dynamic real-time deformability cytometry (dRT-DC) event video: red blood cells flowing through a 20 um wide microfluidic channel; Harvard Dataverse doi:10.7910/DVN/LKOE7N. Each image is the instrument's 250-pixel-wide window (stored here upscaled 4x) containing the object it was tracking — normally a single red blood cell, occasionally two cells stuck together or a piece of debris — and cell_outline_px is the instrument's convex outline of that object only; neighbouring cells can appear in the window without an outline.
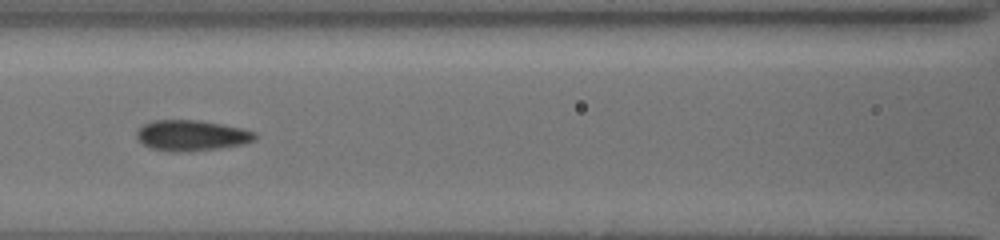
{"species": "common noctule bat (a hibernating species)", "species_latin": "Nyctalus noctula", "temperature_condition": "cold", "stored_images_in_passage": 21, "camera_frame_rate_fps": 3000, "um_per_image_px": 0.085, "animal": {"sex": "female", "body_mass_g": 19.5, "forearm_length_mm": 54.1}, "frame": {"image": 1, "passage_image": 9, "time_ms": 5.0, "image_size_px": [1000, 240], "cell_outline_px": [[256, 136], [252, 140], [244, 144], [220, 148], [184, 152], [168, 152], [152, 148], [144, 144], [136, 136], [136, 132], [144, 124], [156, 120], [200, 120], [240, 128], [256, 132]], "centroid_in_image_um": [16.27, 11.52], "position_along_channel_um": 150.3, "area_um2": 20.98}}
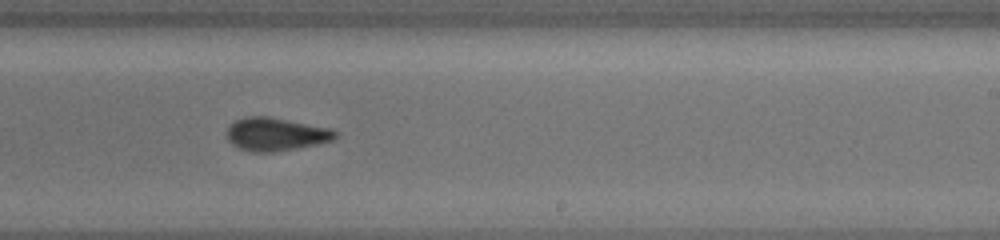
{"frame": {"image": 2, "passage_image": 14, "time_ms": 8.0, "image_size_px": [1000, 240], "cell_outline_px": [[340, 132], [336, 140], [296, 148], [272, 152], [252, 152], [236, 148], [228, 140], [228, 128], [236, 120], [248, 116], [268, 116], [332, 128]], "centroid_in_image_um": [23.5, 11.41], "position_along_channel_um": 265.5, "area_um2": 21.1}}
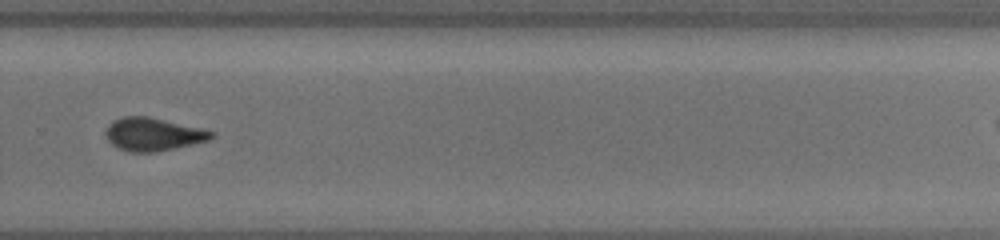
{"frame": {"image": 3, "passage_image": 16, "time_ms": 9.333, "image_size_px": [1000, 240], "cell_outline_px": [[216, 132], [208, 140], [192, 144], [156, 152], [128, 152], [116, 148], [108, 140], [108, 128], [116, 120], [124, 116], [144, 116]], "centroid_in_image_um": [13.01, 11.44], "position_along_channel_um": 316.8, "area_um2": 19.59}}